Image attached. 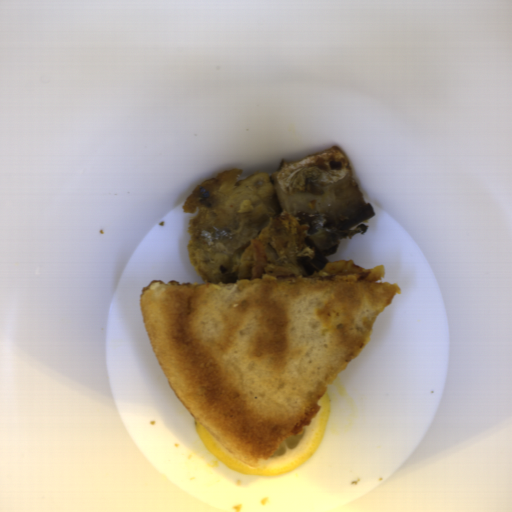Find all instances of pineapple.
I'll list each match as a JSON object with an SVG mask.
<instances>
[{"instance_id":"2ff11189","label":"pineapple","mask_w":512,"mask_h":512,"mask_svg":"<svg viewBox=\"0 0 512 512\" xmlns=\"http://www.w3.org/2000/svg\"><path fill=\"white\" fill-rule=\"evenodd\" d=\"M325 271L332 276L356 275L357 281L360 283L377 282L384 275L382 265L376 268L365 269L363 266L355 264L351 259L329 261Z\"/></svg>"}]
</instances>
